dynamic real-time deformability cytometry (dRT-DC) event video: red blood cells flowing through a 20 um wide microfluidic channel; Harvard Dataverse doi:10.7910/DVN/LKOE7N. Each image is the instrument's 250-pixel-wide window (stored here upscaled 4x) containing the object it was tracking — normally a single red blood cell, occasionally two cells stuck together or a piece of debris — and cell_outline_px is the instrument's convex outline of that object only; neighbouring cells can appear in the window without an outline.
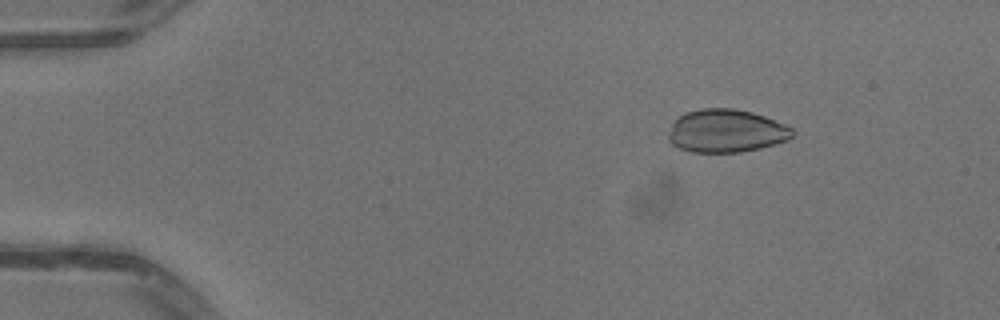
{"species": "common noctule bat (a hibernating species)", "species_latin": "Nyctalus noctula", "temperature_condition": "warm", "stored_images_in_passage": 47, "camera_frame_rate_fps": 3000, "um_per_image_px": 0.085, "animal": {"sex": "male", "body_mass_g": 13.3}, "frame": {"image": 1, "passage_image": 4, "time_ms": 1.0, "image_size_px": [1000, 320], "cell_outline_px": [[796, 132], [788, 140], [760, 148], [740, 152], [688, 152], [672, 144], [668, 140], [668, 132], [672, 124], [684, 112], [700, 108], [732, 108], [752, 112], [764, 116], [784, 124], [792, 128]], "centroid_in_image_um": [61.71, 11.13], "position_along_channel_um": 23.3, "area_um2": 31.21}}
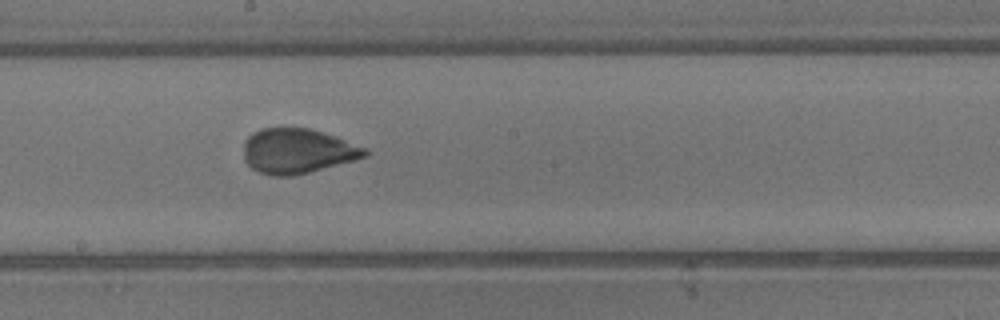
{"frame": {"image": 2, "passage_image": 25, "time_ms": 8.0, "image_size_px": [1000, 320], "cell_outline_px": [[368, 156], [356, 160], [292, 176], [276, 176], [260, 172], [252, 168], [244, 160], [244, 140], [252, 132], [260, 128], [308, 128], [336, 136], [368, 148]], "centroid_in_image_um": [25.3, 12.83], "position_along_channel_um": 222.9, "area_um2": 31.85}}
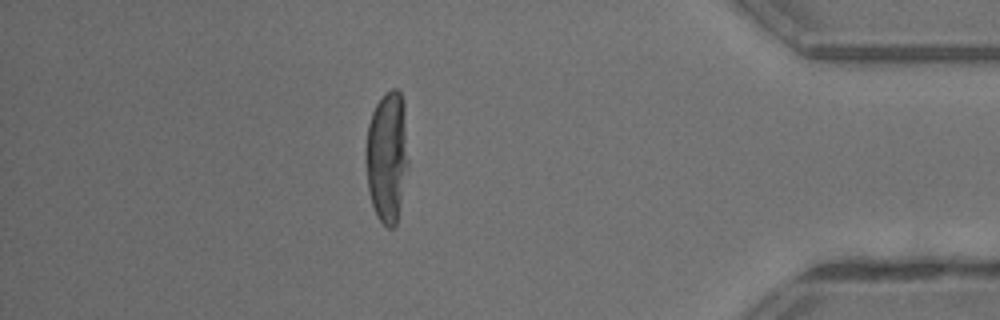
{"frame": {"image": 3, "passage_image": 41, "time_ms": 13.333, "image_size_px": [1000, 320], "cell_outline_px": [[408, 168], [396, 224], [392, 228], [388, 228], [376, 216], [368, 192], [364, 160], [364, 148], [368, 124], [372, 112], [376, 104], [392, 88], [396, 88], [400, 92], [404, 100], [408, 160]], "centroid_in_image_um": [32.88, 13.32], "position_along_channel_um": 402.3, "area_um2": 33.0}}